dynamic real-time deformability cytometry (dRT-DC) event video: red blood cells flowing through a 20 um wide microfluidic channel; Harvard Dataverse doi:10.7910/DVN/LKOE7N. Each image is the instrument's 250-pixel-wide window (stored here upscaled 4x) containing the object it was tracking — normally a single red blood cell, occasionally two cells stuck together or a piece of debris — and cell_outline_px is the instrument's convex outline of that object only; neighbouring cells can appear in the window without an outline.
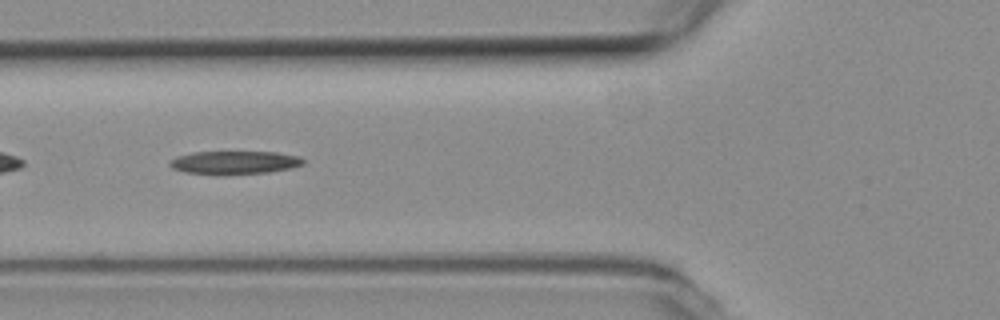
{"species": "common noctule bat (a hibernating species)", "species_latin": "Nyctalus noctula", "temperature_condition": "room temperature", "stored_images_in_passage": 48, "camera_frame_rate_fps": 3000, "um_per_image_px": 0.085, "animal": {"sex": "female", "body_mass_g": 19.3, "forearm_length_mm": 54.1}, "frame": {"image": 1, "passage_image": 19, "time_ms": 6.0, "image_size_px": [1000, 320], "cell_outline_px": [[304, 164], [292, 168], [268, 172], [220, 176], [216, 176], [184, 172], [172, 168], [168, 164], [176, 156], [192, 152], [276, 152], [300, 156], [304, 160]], "centroid_in_image_um": [19.91, 13.83], "position_along_channel_um": 105.9, "area_um2": 18.5}}
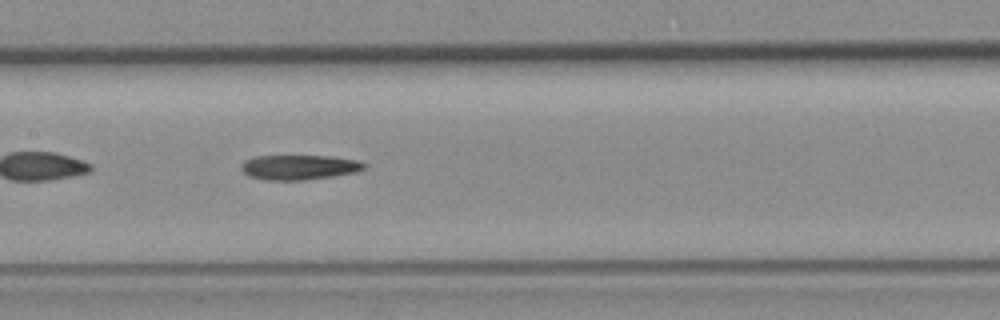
{"frame": {"image": 2, "passage_image": 25, "time_ms": 8.0, "image_size_px": [1000, 320], "cell_outline_px": [[364, 168], [356, 172], [332, 176], [304, 180], [264, 180], [248, 176], [240, 168], [244, 160], [256, 156], [328, 156], [356, 160], [364, 164]], "centroid_in_image_um": [25.36, 14.22], "position_along_channel_um": 182.0, "area_um2": 17.63}}
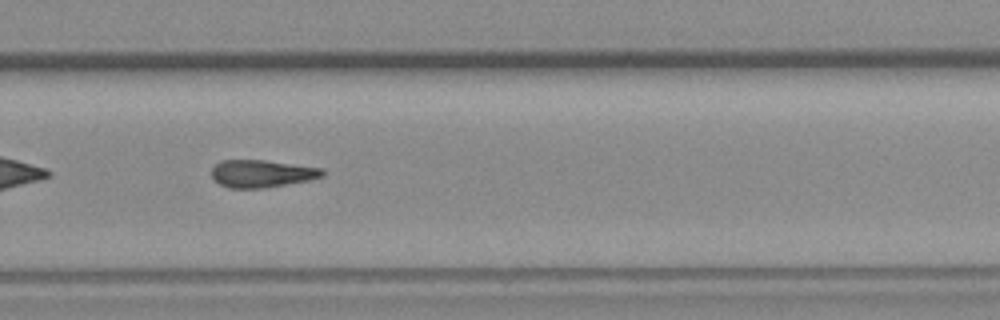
{"frame": {"image": 3, "passage_image": 35, "time_ms": 11.333, "image_size_px": [1000, 320], "cell_outline_px": [[324, 176], [308, 180], [264, 188], [228, 188], [220, 184], [212, 176], [212, 168], [220, 160], [264, 160], [324, 168]], "centroid_in_image_um": [22.26, 14.75], "position_along_channel_um": 307.5, "area_um2": 17.69}}